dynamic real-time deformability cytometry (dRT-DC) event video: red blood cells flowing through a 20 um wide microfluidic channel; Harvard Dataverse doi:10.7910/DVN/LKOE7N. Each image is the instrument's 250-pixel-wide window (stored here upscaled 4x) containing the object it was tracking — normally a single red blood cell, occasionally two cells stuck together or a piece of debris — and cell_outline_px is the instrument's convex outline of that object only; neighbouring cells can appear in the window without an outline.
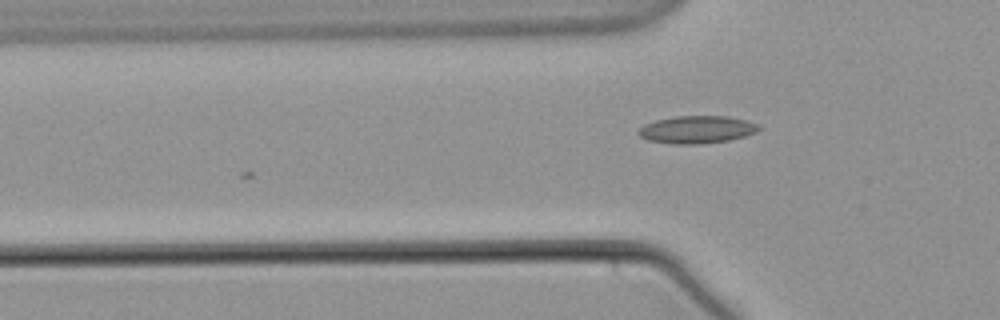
{"species": "common noctule bat (a hibernating species)", "species_latin": "Nyctalus noctula", "temperature_condition": "warm", "stored_images_in_passage": 7, "camera_frame_rate_fps": 3000, "um_per_image_px": 0.085, "animal": {"sex": "male", "body_mass_g": 21.5, "forearm_length_mm": 52.0}, "frame": {"image": 1, "passage_image": 7, "time_ms": 2.0, "image_size_px": [1000, 320], "cell_outline_px": [[760, 128], [756, 132], [744, 136], [728, 140], [700, 144], [668, 144], [648, 140], [640, 136], [636, 132], [644, 124], [656, 120], [676, 116], [728, 116], [748, 120], [760, 124]], "centroid_in_image_um": [59.23, 11.01], "position_along_channel_um": 66.6, "area_um2": 19.48}}